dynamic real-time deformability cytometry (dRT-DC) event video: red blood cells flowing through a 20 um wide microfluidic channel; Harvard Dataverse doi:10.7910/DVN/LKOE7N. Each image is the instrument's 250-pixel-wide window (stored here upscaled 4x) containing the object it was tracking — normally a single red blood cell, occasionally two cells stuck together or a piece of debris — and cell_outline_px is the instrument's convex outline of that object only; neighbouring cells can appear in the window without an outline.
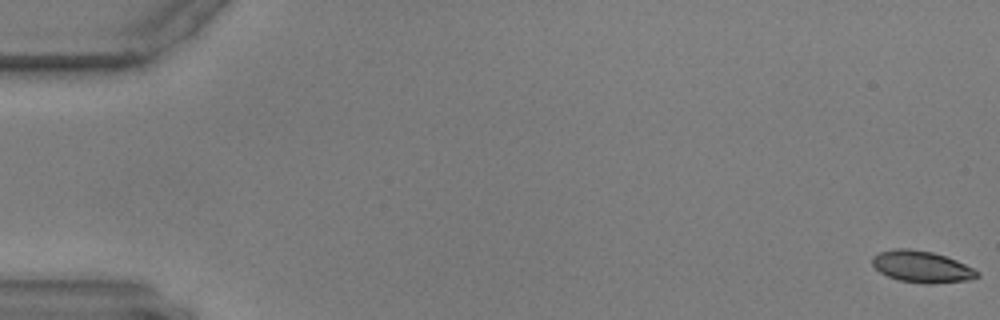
{"species": "common noctule bat (a hibernating species)", "species_latin": "Nyctalus noctula", "temperature_condition": "warm", "stored_images_in_passage": 59, "camera_frame_rate_fps": 3000, "um_per_image_px": 0.085, "animal": {"sex": "male", "body_mass_g": 17.9, "forearm_length_mm": 54.2}, "frame": {"image": 1, "passage_image": 1, "time_ms": 0.0, "image_size_px": [1000, 320], "cell_outline_px": [[980, 276], [972, 280], [932, 284], [924, 284], [900, 280], [888, 276], [880, 272], [872, 264], [872, 256], [880, 252], [896, 248], [912, 248], [932, 252], [956, 260], [980, 272]], "centroid_in_image_um": [78.37, 22.68], "position_along_channel_um": 6.6, "area_um2": 19.42}}
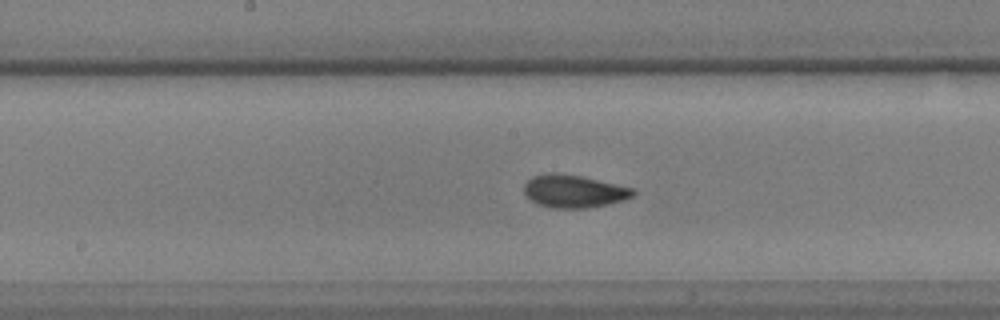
{"frame": {"image": 2, "passage_image": 31, "time_ms": 10.0, "image_size_px": [1000, 320], "cell_outline_px": [[636, 192], [632, 196], [624, 200], [608, 204], [588, 208], [548, 208], [536, 204], [524, 196], [524, 184], [532, 176], [548, 172], [552, 172], [580, 176], [636, 188]], "centroid_in_image_um": [48.75, 16.26], "position_along_channel_um": 199.5, "area_um2": 21.15}}
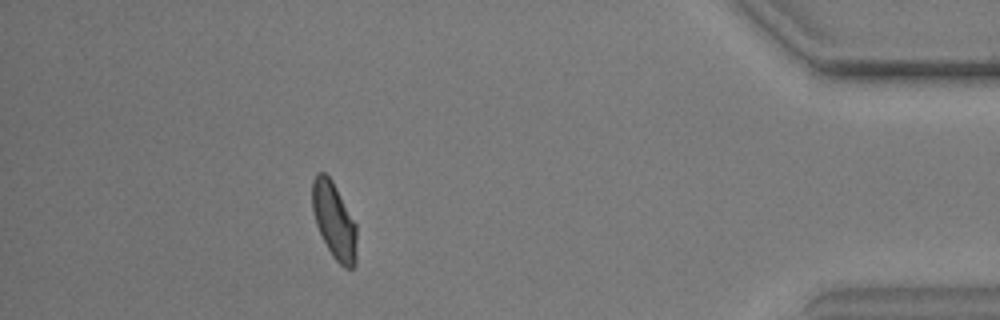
{"frame": {"image": 3, "passage_image": 53, "time_ms": 17.333, "image_size_px": [1000, 320], "cell_outline_px": [[356, 264], [352, 268], [344, 268], [332, 256], [316, 224], [312, 212], [312, 180], [316, 172], [324, 172], [332, 180], [356, 224]], "centroid_in_image_um": [28.39, 18.74], "position_along_channel_um": 406.8, "area_um2": 19.71}}